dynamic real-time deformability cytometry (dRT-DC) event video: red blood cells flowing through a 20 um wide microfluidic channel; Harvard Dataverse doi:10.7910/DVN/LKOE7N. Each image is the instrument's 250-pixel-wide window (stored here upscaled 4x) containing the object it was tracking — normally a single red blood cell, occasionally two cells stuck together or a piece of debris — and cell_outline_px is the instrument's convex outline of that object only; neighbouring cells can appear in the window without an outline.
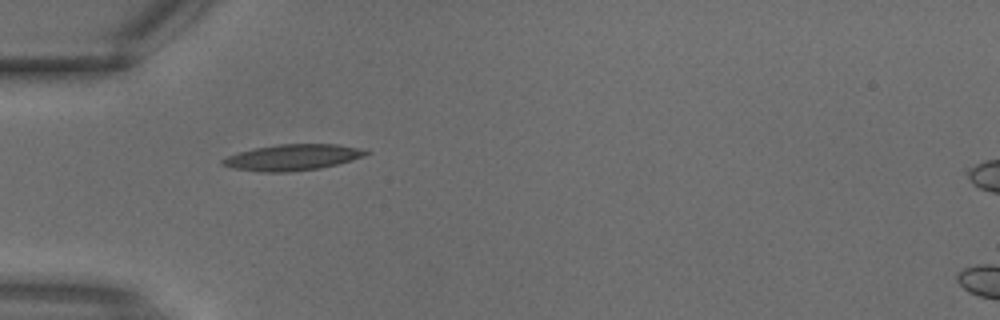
{"species": "common noctule bat (a hibernating species)", "species_latin": "Nyctalus noctula", "temperature_condition": "warm", "stored_images_in_passage": 1, "camera_frame_rate_fps": 3000, "um_per_image_px": 0.085, "animal": {"sex": "male", "body_mass_g": 18.8}, "frame": {"image": 1, "passage_image": 1, "time_ms": 0.0, "image_size_px": [1000, 320], "cell_outline_px": [[372, 152], [364, 156], [352, 160], [320, 168], [288, 172], [260, 172], [236, 168], [220, 164], [220, 160], [228, 156], [252, 148], [280, 144], [336, 144], [356, 148]], "centroid_in_image_um": [24.84, 13.38], "position_along_channel_um": 60.2, "area_um2": 21.56}}